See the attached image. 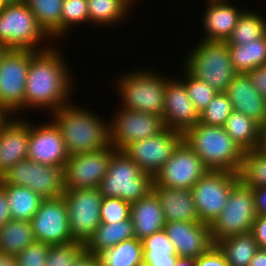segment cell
Segmentation results:
<instances>
[{"instance_id":"cell-6","label":"cell","mask_w":266,"mask_h":266,"mask_svg":"<svg viewBox=\"0 0 266 266\" xmlns=\"http://www.w3.org/2000/svg\"><path fill=\"white\" fill-rule=\"evenodd\" d=\"M0 43L8 49L35 52L54 44L25 2L0 7Z\"/></svg>"},{"instance_id":"cell-48","label":"cell","mask_w":266,"mask_h":266,"mask_svg":"<svg viewBox=\"0 0 266 266\" xmlns=\"http://www.w3.org/2000/svg\"><path fill=\"white\" fill-rule=\"evenodd\" d=\"M12 219L7 202V193L0 184V228Z\"/></svg>"},{"instance_id":"cell-5","label":"cell","mask_w":266,"mask_h":266,"mask_svg":"<svg viewBox=\"0 0 266 266\" xmlns=\"http://www.w3.org/2000/svg\"><path fill=\"white\" fill-rule=\"evenodd\" d=\"M179 64L217 92H226L237 72L231 62L227 42L196 40Z\"/></svg>"},{"instance_id":"cell-56","label":"cell","mask_w":266,"mask_h":266,"mask_svg":"<svg viewBox=\"0 0 266 266\" xmlns=\"http://www.w3.org/2000/svg\"><path fill=\"white\" fill-rule=\"evenodd\" d=\"M3 4H17L24 2V0H1Z\"/></svg>"},{"instance_id":"cell-57","label":"cell","mask_w":266,"mask_h":266,"mask_svg":"<svg viewBox=\"0 0 266 266\" xmlns=\"http://www.w3.org/2000/svg\"><path fill=\"white\" fill-rule=\"evenodd\" d=\"M131 1L136 5V8L138 6L137 4H139V7L141 6V4H140L141 0H131Z\"/></svg>"},{"instance_id":"cell-28","label":"cell","mask_w":266,"mask_h":266,"mask_svg":"<svg viewBox=\"0 0 266 266\" xmlns=\"http://www.w3.org/2000/svg\"><path fill=\"white\" fill-rule=\"evenodd\" d=\"M7 193L9 211L13 220L31 221L43 198L28 187L1 184Z\"/></svg>"},{"instance_id":"cell-17","label":"cell","mask_w":266,"mask_h":266,"mask_svg":"<svg viewBox=\"0 0 266 266\" xmlns=\"http://www.w3.org/2000/svg\"><path fill=\"white\" fill-rule=\"evenodd\" d=\"M34 238L50 246L74 242L63 196L44 199L40 208L31 219Z\"/></svg>"},{"instance_id":"cell-8","label":"cell","mask_w":266,"mask_h":266,"mask_svg":"<svg viewBox=\"0 0 266 266\" xmlns=\"http://www.w3.org/2000/svg\"><path fill=\"white\" fill-rule=\"evenodd\" d=\"M256 217L253 188L239 181L232 188L222 212L209 225L214 244L250 232Z\"/></svg>"},{"instance_id":"cell-41","label":"cell","mask_w":266,"mask_h":266,"mask_svg":"<svg viewBox=\"0 0 266 266\" xmlns=\"http://www.w3.org/2000/svg\"><path fill=\"white\" fill-rule=\"evenodd\" d=\"M131 204L116 197H102L100 223H115L130 219Z\"/></svg>"},{"instance_id":"cell-43","label":"cell","mask_w":266,"mask_h":266,"mask_svg":"<svg viewBox=\"0 0 266 266\" xmlns=\"http://www.w3.org/2000/svg\"><path fill=\"white\" fill-rule=\"evenodd\" d=\"M50 245L35 241L15 256L17 266H45Z\"/></svg>"},{"instance_id":"cell-9","label":"cell","mask_w":266,"mask_h":266,"mask_svg":"<svg viewBox=\"0 0 266 266\" xmlns=\"http://www.w3.org/2000/svg\"><path fill=\"white\" fill-rule=\"evenodd\" d=\"M35 53L8 49L0 61V107L9 116L24 114L25 84L30 59Z\"/></svg>"},{"instance_id":"cell-18","label":"cell","mask_w":266,"mask_h":266,"mask_svg":"<svg viewBox=\"0 0 266 266\" xmlns=\"http://www.w3.org/2000/svg\"><path fill=\"white\" fill-rule=\"evenodd\" d=\"M39 125L30 120L28 159L53 167H64L69 158L63 137L49 118ZM36 125H35V124Z\"/></svg>"},{"instance_id":"cell-59","label":"cell","mask_w":266,"mask_h":266,"mask_svg":"<svg viewBox=\"0 0 266 266\" xmlns=\"http://www.w3.org/2000/svg\"><path fill=\"white\" fill-rule=\"evenodd\" d=\"M4 4L2 3V1L0 0V7H2Z\"/></svg>"},{"instance_id":"cell-45","label":"cell","mask_w":266,"mask_h":266,"mask_svg":"<svg viewBox=\"0 0 266 266\" xmlns=\"http://www.w3.org/2000/svg\"><path fill=\"white\" fill-rule=\"evenodd\" d=\"M250 232L259 248L266 251V215H257Z\"/></svg>"},{"instance_id":"cell-47","label":"cell","mask_w":266,"mask_h":266,"mask_svg":"<svg viewBox=\"0 0 266 266\" xmlns=\"http://www.w3.org/2000/svg\"><path fill=\"white\" fill-rule=\"evenodd\" d=\"M257 215H266V186L253 188Z\"/></svg>"},{"instance_id":"cell-51","label":"cell","mask_w":266,"mask_h":266,"mask_svg":"<svg viewBox=\"0 0 266 266\" xmlns=\"http://www.w3.org/2000/svg\"><path fill=\"white\" fill-rule=\"evenodd\" d=\"M258 148L266 152V118L260 124Z\"/></svg>"},{"instance_id":"cell-38","label":"cell","mask_w":266,"mask_h":266,"mask_svg":"<svg viewBox=\"0 0 266 266\" xmlns=\"http://www.w3.org/2000/svg\"><path fill=\"white\" fill-rule=\"evenodd\" d=\"M177 77L185 83V87L190 100L193 102L196 110L201 113L212 101L213 97L218 93L213 87L203 80L192 75L182 64Z\"/></svg>"},{"instance_id":"cell-49","label":"cell","mask_w":266,"mask_h":266,"mask_svg":"<svg viewBox=\"0 0 266 266\" xmlns=\"http://www.w3.org/2000/svg\"><path fill=\"white\" fill-rule=\"evenodd\" d=\"M70 266H100V263L97 255L84 250Z\"/></svg>"},{"instance_id":"cell-30","label":"cell","mask_w":266,"mask_h":266,"mask_svg":"<svg viewBox=\"0 0 266 266\" xmlns=\"http://www.w3.org/2000/svg\"><path fill=\"white\" fill-rule=\"evenodd\" d=\"M231 62L237 73H248L266 64V34L241 45H228Z\"/></svg>"},{"instance_id":"cell-7","label":"cell","mask_w":266,"mask_h":266,"mask_svg":"<svg viewBox=\"0 0 266 266\" xmlns=\"http://www.w3.org/2000/svg\"><path fill=\"white\" fill-rule=\"evenodd\" d=\"M153 182V177L142 172L124 151L116 150L99 189L103 197H116L132 204L152 191Z\"/></svg>"},{"instance_id":"cell-34","label":"cell","mask_w":266,"mask_h":266,"mask_svg":"<svg viewBox=\"0 0 266 266\" xmlns=\"http://www.w3.org/2000/svg\"><path fill=\"white\" fill-rule=\"evenodd\" d=\"M100 266H138L143 262V243L136 237L97 254Z\"/></svg>"},{"instance_id":"cell-37","label":"cell","mask_w":266,"mask_h":266,"mask_svg":"<svg viewBox=\"0 0 266 266\" xmlns=\"http://www.w3.org/2000/svg\"><path fill=\"white\" fill-rule=\"evenodd\" d=\"M239 180L248 187L266 186V152L260 148L243 153Z\"/></svg>"},{"instance_id":"cell-20","label":"cell","mask_w":266,"mask_h":266,"mask_svg":"<svg viewBox=\"0 0 266 266\" xmlns=\"http://www.w3.org/2000/svg\"><path fill=\"white\" fill-rule=\"evenodd\" d=\"M235 2L232 0H206L200 20L202 24L200 28H203L200 40L227 42L239 17L249 8L248 6L242 8L239 6V8Z\"/></svg>"},{"instance_id":"cell-26","label":"cell","mask_w":266,"mask_h":266,"mask_svg":"<svg viewBox=\"0 0 266 266\" xmlns=\"http://www.w3.org/2000/svg\"><path fill=\"white\" fill-rule=\"evenodd\" d=\"M87 6L89 24L96 28L101 26L102 29L105 26L110 29L123 25L128 22L125 19L130 20V16L137 10L131 0H87Z\"/></svg>"},{"instance_id":"cell-50","label":"cell","mask_w":266,"mask_h":266,"mask_svg":"<svg viewBox=\"0 0 266 266\" xmlns=\"http://www.w3.org/2000/svg\"><path fill=\"white\" fill-rule=\"evenodd\" d=\"M249 266H266V251L259 248Z\"/></svg>"},{"instance_id":"cell-36","label":"cell","mask_w":266,"mask_h":266,"mask_svg":"<svg viewBox=\"0 0 266 266\" xmlns=\"http://www.w3.org/2000/svg\"><path fill=\"white\" fill-rule=\"evenodd\" d=\"M252 6L247 8L239 17L235 28L227 40V45L247 44L259 39L266 34V15L253 10ZM263 15V16H262Z\"/></svg>"},{"instance_id":"cell-3","label":"cell","mask_w":266,"mask_h":266,"mask_svg":"<svg viewBox=\"0 0 266 266\" xmlns=\"http://www.w3.org/2000/svg\"><path fill=\"white\" fill-rule=\"evenodd\" d=\"M153 69V70H152ZM134 68L120 73L111 83L119 102L117 107L162 116L166 89V74L159 70ZM125 73V74H124Z\"/></svg>"},{"instance_id":"cell-27","label":"cell","mask_w":266,"mask_h":266,"mask_svg":"<svg viewBox=\"0 0 266 266\" xmlns=\"http://www.w3.org/2000/svg\"><path fill=\"white\" fill-rule=\"evenodd\" d=\"M135 237L133 223L130 219L115 223H101L84 244L86 252L97 255L118 243Z\"/></svg>"},{"instance_id":"cell-19","label":"cell","mask_w":266,"mask_h":266,"mask_svg":"<svg viewBox=\"0 0 266 266\" xmlns=\"http://www.w3.org/2000/svg\"><path fill=\"white\" fill-rule=\"evenodd\" d=\"M178 78L166 75L162 117L166 128L183 135L188 129L200 123V113L190 100L185 83Z\"/></svg>"},{"instance_id":"cell-33","label":"cell","mask_w":266,"mask_h":266,"mask_svg":"<svg viewBox=\"0 0 266 266\" xmlns=\"http://www.w3.org/2000/svg\"><path fill=\"white\" fill-rule=\"evenodd\" d=\"M24 2L53 42H61V7L63 0H24Z\"/></svg>"},{"instance_id":"cell-1","label":"cell","mask_w":266,"mask_h":266,"mask_svg":"<svg viewBox=\"0 0 266 266\" xmlns=\"http://www.w3.org/2000/svg\"><path fill=\"white\" fill-rule=\"evenodd\" d=\"M58 44L60 45L54 43L48 49L37 51L30 59L25 84L24 114L29 113V110L30 113L35 110L38 113L40 110L48 115L74 101L76 77Z\"/></svg>"},{"instance_id":"cell-52","label":"cell","mask_w":266,"mask_h":266,"mask_svg":"<svg viewBox=\"0 0 266 266\" xmlns=\"http://www.w3.org/2000/svg\"><path fill=\"white\" fill-rule=\"evenodd\" d=\"M0 266H17L15 256L0 252Z\"/></svg>"},{"instance_id":"cell-25","label":"cell","mask_w":266,"mask_h":266,"mask_svg":"<svg viewBox=\"0 0 266 266\" xmlns=\"http://www.w3.org/2000/svg\"><path fill=\"white\" fill-rule=\"evenodd\" d=\"M130 218L135 237L140 241L164 230L166 224L160 201L153 190L131 204Z\"/></svg>"},{"instance_id":"cell-46","label":"cell","mask_w":266,"mask_h":266,"mask_svg":"<svg viewBox=\"0 0 266 266\" xmlns=\"http://www.w3.org/2000/svg\"><path fill=\"white\" fill-rule=\"evenodd\" d=\"M248 75L254 87L266 99V64L248 72Z\"/></svg>"},{"instance_id":"cell-4","label":"cell","mask_w":266,"mask_h":266,"mask_svg":"<svg viewBox=\"0 0 266 266\" xmlns=\"http://www.w3.org/2000/svg\"><path fill=\"white\" fill-rule=\"evenodd\" d=\"M183 141L201 158L208 170L239 173L244 151L224 127L198 123L183 134Z\"/></svg>"},{"instance_id":"cell-12","label":"cell","mask_w":266,"mask_h":266,"mask_svg":"<svg viewBox=\"0 0 266 266\" xmlns=\"http://www.w3.org/2000/svg\"><path fill=\"white\" fill-rule=\"evenodd\" d=\"M69 228L74 241L85 244L100 223L102 194L99 187L65 190Z\"/></svg>"},{"instance_id":"cell-42","label":"cell","mask_w":266,"mask_h":266,"mask_svg":"<svg viewBox=\"0 0 266 266\" xmlns=\"http://www.w3.org/2000/svg\"><path fill=\"white\" fill-rule=\"evenodd\" d=\"M84 250V244L78 241L50 246L45 266H70Z\"/></svg>"},{"instance_id":"cell-13","label":"cell","mask_w":266,"mask_h":266,"mask_svg":"<svg viewBox=\"0 0 266 266\" xmlns=\"http://www.w3.org/2000/svg\"><path fill=\"white\" fill-rule=\"evenodd\" d=\"M109 120L110 145L123 151L133 142L149 138L166 129L162 116L117 108ZM114 114V115H113Z\"/></svg>"},{"instance_id":"cell-54","label":"cell","mask_w":266,"mask_h":266,"mask_svg":"<svg viewBox=\"0 0 266 266\" xmlns=\"http://www.w3.org/2000/svg\"><path fill=\"white\" fill-rule=\"evenodd\" d=\"M10 116L0 107V127Z\"/></svg>"},{"instance_id":"cell-39","label":"cell","mask_w":266,"mask_h":266,"mask_svg":"<svg viewBox=\"0 0 266 266\" xmlns=\"http://www.w3.org/2000/svg\"><path fill=\"white\" fill-rule=\"evenodd\" d=\"M61 8V39L68 40L72 28L89 24L87 0H63Z\"/></svg>"},{"instance_id":"cell-40","label":"cell","mask_w":266,"mask_h":266,"mask_svg":"<svg viewBox=\"0 0 266 266\" xmlns=\"http://www.w3.org/2000/svg\"><path fill=\"white\" fill-rule=\"evenodd\" d=\"M233 112L232 103L225 92H218L209 105L200 113V123L224 127Z\"/></svg>"},{"instance_id":"cell-11","label":"cell","mask_w":266,"mask_h":266,"mask_svg":"<svg viewBox=\"0 0 266 266\" xmlns=\"http://www.w3.org/2000/svg\"><path fill=\"white\" fill-rule=\"evenodd\" d=\"M0 184L28 187L43 199L61 197L65 191L63 168L36 163L28 158L11 167L0 178Z\"/></svg>"},{"instance_id":"cell-31","label":"cell","mask_w":266,"mask_h":266,"mask_svg":"<svg viewBox=\"0 0 266 266\" xmlns=\"http://www.w3.org/2000/svg\"><path fill=\"white\" fill-rule=\"evenodd\" d=\"M30 221L11 219L0 228V252L16 256L35 242Z\"/></svg>"},{"instance_id":"cell-35","label":"cell","mask_w":266,"mask_h":266,"mask_svg":"<svg viewBox=\"0 0 266 266\" xmlns=\"http://www.w3.org/2000/svg\"><path fill=\"white\" fill-rule=\"evenodd\" d=\"M143 262L150 266H174L179 258L165 230L142 240Z\"/></svg>"},{"instance_id":"cell-58","label":"cell","mask_w":266,"mask_h":266,"mask_svg":"<svg viewBox=\"0 0 266 266\" xmlns=\"http://www.w3.org/2000/svg\"><path fill=\"white\" fill-rule=\"evenodd\" d=\"M138 266H150L149 264H147V263H144V262H142L140 265H138Z\"/></svg>"},{"instance_id":"cell-29","label":"cell","mask_w":266,"mask_h":266,"mask_svg":"<svg viewBox=\"0 0 266 266\" xmlns=\"http://www.w3.org/2000/svg\"><path fill=\"white\" fill-rule=\"evenodd\" d=\"M224 128L244 152L258 148L260 125L244 113L233 110Z\"/></svg>"},{"instance_id":"cell-32","label":"cell","mask_w":266,"mask_h":266,"mask_svg":"<svg viewBox=\"0 0 266 266\" xmlns=\"http://www.w3.org/2000/svg\"><path fill=\"white\" fill-rule=\"evenodd\" d=\"M216 245L225 255L230 266H249L259 250L258 243L251 232L225 238Z\"/></svg>"},{"instance_id":"cell-23","label":"cell","mask_w":266,"mask_h":266,"mask_svg":"<svg viewBox=\"0 0 266 266\" xmlns=\"http://www.w3.org/2000/svg\"><path fill=\"white\" fill-rule=\"evenodd\" d=\"M225 93L234 111L244 113L259 125L266 118V99L254 87L248 73H237Z\"/></svg>"},{"instance_id":"cell-14","label":"cell","mask_w":266,"mask_h":266,"mask_svg":"<svg viewBox=\"0 0 266 266\" xmlns=\"http://www.w3.org/2000/svg\"><path fill=\"white\" fill-rule=\"evenodd\" d=\"M115 151L109 145L95 152L69 156L63 167L64 190L99 187Z\"/></svg>"},{"instance_id":"cell-53","label":"cell","mask_w":266,"mask_h":266,"mask_svg":"<svg viewBox=\"0 0 266 266\" xmlns=\"http://www.w3.org/2000/svg\"><path fill=\"white\" fill-rule=\"evenodd\" d=\"M174 266H195V259L179 257Z\"/></svg>"},{"instance_id":"cell-16","label":"cell","mask_w":266,"mask_h":266,"mask_svg":"<svg viewBox=\"0 0 266 266\" xmlns=\"http://www.w3.org/2000/svg\"><path fill=\"white\" fill-rule=\"evenodd\" d=\"M182 140L181 133L166 128L159 134L131 143L123 151L142 172L154 177Z\"/></svg>"},{"instance_id":"cell-22","label":"cell","mask_w":266,"mask_h":266,"mask_svg":"<svg viewBox=\"0 0 266 266\" xmlns=\"http://www.w3.org/2000/svg\"><path fill=\"white\" fill-rule=\"evenodd\" d=\"M164 230L178 257L196 259L214 245L210 226L203 222H166Z\"/></svg>"},{"instance_id":"cell-10","label":"cell","mask_w":266,"mask_h":266,"mask_svg":"<svg viewBox=\"0 0 266 266\" xmlns=\"http://www.w3.org/2000/svg\"><path fill=\"white\" fill-rule=\"evenodd\" d=\"M239 173L208 170L191 188L200 222L210 225L222 212Z\"/></svg>"},{"instance_id":"cell-24","label":"cell","mask_w":266,"mask_h":266,"mask_svg":"<svg viewBox=\"0 0 266 266\" xmlns=\"http://www.w3.org/2000/svg\"><path fill=\"white\" fill-rule=\"evenodd\" d=\"M165 222H200L191 189L159 186L153 182Z\"/></svg>"},{"instance_id":"cell-44","label":"cell","mask_w":266,"mask_h":266,"mask_svg":"<svg viewBox=\"0 0 266 266\" xmlns=\"http://www.w3.org/2000/svg\"><path fill=\"white\" fill-rule=\"evenodd\" d=\"M195 266H230L217 245L195 259Z\"/></svg>"},{"instance_id":"cell-15","label":"cell","mask_w":266,"mask_h":266,"mask_svg":"<svg viewBox=\"0 0 266 266\" xmlns=\"http://www.w3.org/2000/svg\"><path fill=\"white\" fill-rule=\"evenodd\" d=\"M207 171L201 158L182 140L153 181L159 186L191 189Z\"/></svg>"},{"instance_id":"cell-55","label":"cell","mask_w":266,"mask_h":266,"mask_svg":"<svg viewBox=\"0 0 266 266\" xmlns=\"http://www.w3.org/2000/svg\"><path fill=\"white\" fill-rule=\"evenodd\" d=\"M7 50L8 48L4 44L0 43V61L4 54L7 52Z\"/></svg>"},{"instance_id":"cell-2","label":"cell","mask_w":266,"mask_h":266,"mask_svg":"<svg viewBox=\"0 0 266 266\" xmlns=\"http://www.w3.org/2000/svg\"><path fill=\"white\" fill-rule=\"evenodd\" d=\"M88 108L72 101L45 115L59 129L69 156L95 152L110 145L109 120Z\"/></svg>"},{"instance_id":"cell-21","label":"cell","mask_w":266,"mask_h":266,"mask_svg":"<svg viewBox=\"0 0 266 266\" xmlns=\"http://www.w3.org/2000/svg\"><path fill=\"white\" fill-rule=\"evenodd\" d=\"M26 117L10 116L0 127V178L28 158L30 118Z\"/></svg>"}]
</instances>
